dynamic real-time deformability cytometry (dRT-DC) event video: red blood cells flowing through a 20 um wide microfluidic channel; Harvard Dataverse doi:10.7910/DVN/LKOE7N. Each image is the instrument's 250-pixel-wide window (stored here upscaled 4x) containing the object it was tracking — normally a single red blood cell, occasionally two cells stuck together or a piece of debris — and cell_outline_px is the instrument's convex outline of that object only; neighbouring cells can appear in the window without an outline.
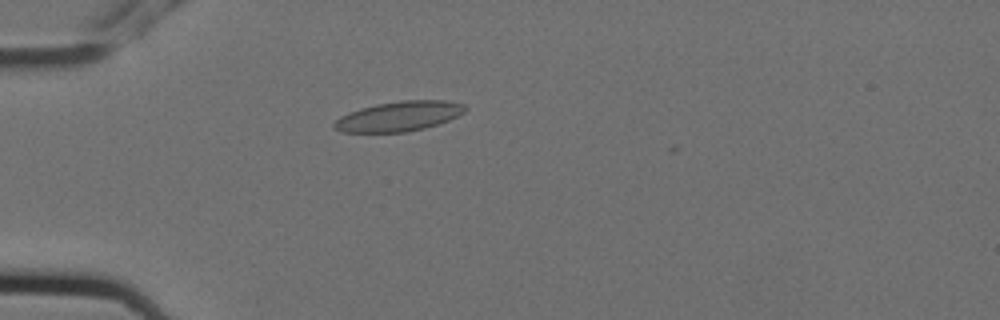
{"species": "Egyptian fruit bat (a non-hibernating species)", "species_latin": "Rousettus aegyptiacus", "temperature_condition": "cold", "stored_images_in_passage": 3, "camera_frame_rate_fps": 3000, "um_per_image_px": 0.085, "animal": {"sex": "female"}, "frame": {"image": 1, "passage_image": 1, "time_ms": 0.0, "image_size_px": [1000, 320], "cell_outline_px": [[468, 108], [464, 112], [448, 120], [424, 128], [408, 132], [340, 132], [332, 128], [332, 124], [340, 116], [360, 108], [376, 104], [400, 100], [444, 100], [464, 104]], "centroid_in_image_um": [33.88, 9.88], "position_along_channel_um": 51.1, "area_um2": 22.83}}
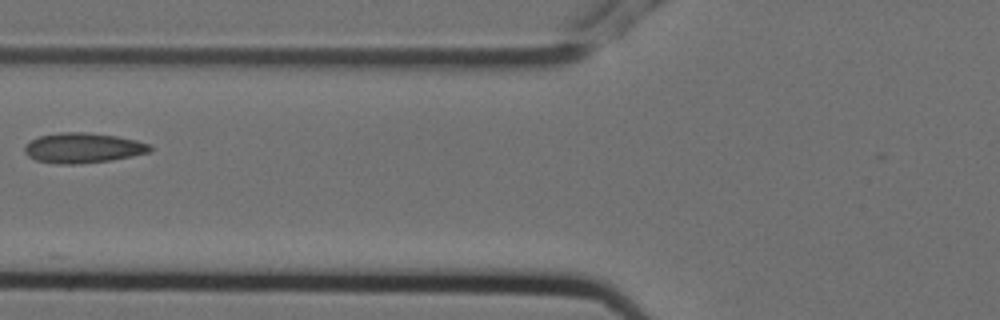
{"frame": {"image": 2, "passage_image": 3, "time_ms": 0.667, "image_size_px": [1000, 320], "cell_outline_px": [[152, 148], [148, 152], [132, 156], [112, 160], [80, 164], [56, 164], [36, 160], [28, 156], [24, 152], [24, 148], [32, 140], [40, 136], [60, 132], [84, 132], [116, 136], [136, 140], [148, 144]], "centroid_in_image_um": [7.04, 12.58], "position_along_channel_um": 118.8, "area_um2": 21.85}}